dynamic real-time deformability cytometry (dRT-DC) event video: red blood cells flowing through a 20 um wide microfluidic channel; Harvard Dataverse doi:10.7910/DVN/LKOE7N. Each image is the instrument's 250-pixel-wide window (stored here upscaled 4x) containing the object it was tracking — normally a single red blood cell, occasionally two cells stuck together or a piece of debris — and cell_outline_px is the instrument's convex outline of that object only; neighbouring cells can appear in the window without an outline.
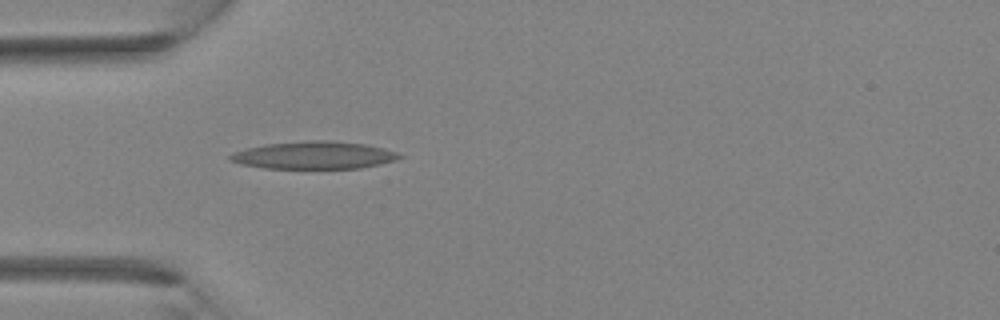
{"species": "Egyptian fruit bat (a non-hibernating species)", "species_latin": "Rousettus aegyptiacus", "temperature_condition": "room temperature", "stored_images_in_passage": 5, "camera_frame_rate_fps": 3000, "um_per_image_px": 0.085, "animal": {"sex": "female"}, "frame": {"image": 1, "passage_image": 5, "time_ms": 4.667, "image_size_px": [1000, 320], "cell_outline_px": [[404, 156], [396, 160], [380, 164], [360, 168], [264, 168], [240, 164], [228, 160], [228, 156], [232, 152], [248, 148], [268, 144], [312, 140], [324, 140], [364, 144], [384, 148], [396, 152]], "centroid_in_image_um": [26.68, 13.2], "position_along_channel_um": 58.3, "area_um2": 26.99}}